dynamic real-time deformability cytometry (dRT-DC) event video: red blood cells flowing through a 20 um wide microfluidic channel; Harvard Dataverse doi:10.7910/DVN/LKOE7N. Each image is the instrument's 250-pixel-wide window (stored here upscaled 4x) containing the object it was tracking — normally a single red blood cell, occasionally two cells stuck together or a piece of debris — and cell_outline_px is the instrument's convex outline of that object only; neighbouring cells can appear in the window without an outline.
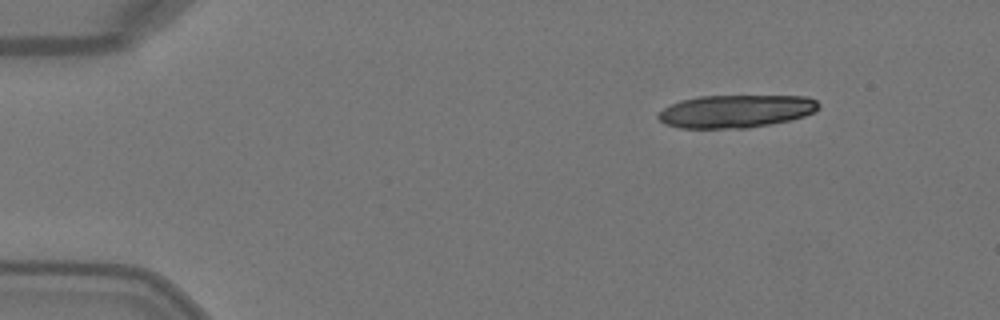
{"species": "Egyptian fruit bat (a non-hibernating species)", "species_latin": "Rousettus aegyptiacus", "temperature_condition": "warm", "stored_images_in_passage": 8, "segment_of_instrument_passage": [1, 2], "camera_frame_rate_fps": 3000, "um_per_image_px": 0.085, "animal": {"sex": "female"}, "frame": {"image": 1, "passage_image": 3, "time_ms": 0.667, "image_size_px": [1000, 320], "cell_outline_px": [[820, 108], [816, 112], [804, 116], [788, 120], [748, 128], [680, 128], [664, 124], [656, 116], [664, 108], [680, 100], [700, 96], [808, 96], [816, 100], [820, 104]], "centroid_in_image_um": [62.56, 9.45], "position_along_channel_um": 22.4, "area_um2": 30.75}}